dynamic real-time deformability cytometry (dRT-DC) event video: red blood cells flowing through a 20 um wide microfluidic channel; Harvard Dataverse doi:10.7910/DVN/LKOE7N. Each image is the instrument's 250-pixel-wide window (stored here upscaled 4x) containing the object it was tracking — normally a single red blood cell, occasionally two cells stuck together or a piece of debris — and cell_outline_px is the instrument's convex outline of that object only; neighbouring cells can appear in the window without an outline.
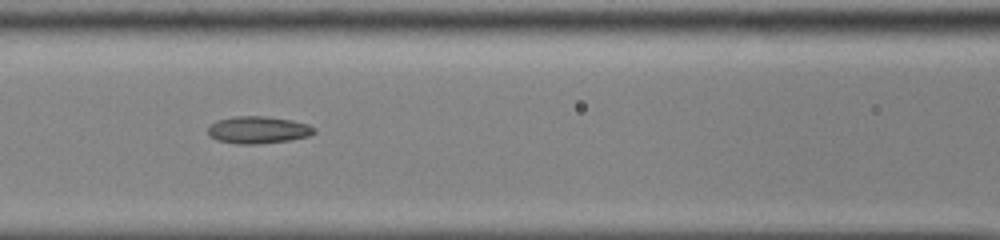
{"species": "common noctule bat (a hibernating species)", "species_latin": "Nyctalus noctula", "temperature_condition": "cold", "stored_images_in_passage": 35, "camera_frame_rate_fps": 3000, "um_per_image_px": 0.085, "animal": {"sex": "male", "body_mass_g": 13.0, "forearm_length_mm": 53.1}, "frame": {"image": 1, "passage_image": 25, "time_ms": 8.0, "image_size_px": [1000, 240], "cell_outline_px": [[316, 132], [308, 136], [288, 140], [256, 144], [236, 144], [216, 140], [208, 136], [208, 128], [216, 120], [232, 116], [264, 116], [292, 120], [308, 124], [316, 128]], "centroid_in_image_um": [21.91, 11.04], "position_along_channel_um": 144.7, "area_um2": 16.94}}